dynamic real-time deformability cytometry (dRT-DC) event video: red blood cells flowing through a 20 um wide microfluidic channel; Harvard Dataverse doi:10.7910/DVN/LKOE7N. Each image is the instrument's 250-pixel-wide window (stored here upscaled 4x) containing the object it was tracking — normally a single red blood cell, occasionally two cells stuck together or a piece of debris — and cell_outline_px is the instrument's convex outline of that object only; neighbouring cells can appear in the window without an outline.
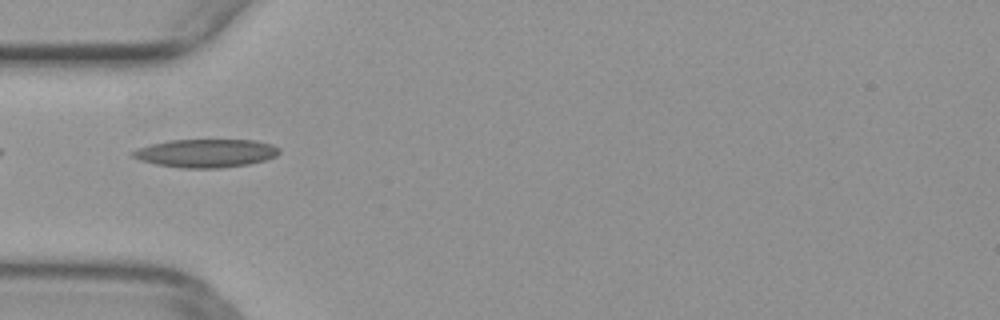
{"species": "common noctule bat (a hibernating species)", "species_latin": "Nyctalus noctula", "temperature_condition": "warm", "stored_images_in_passage": 36, "camera_frame_rate_fps": 3000, "um_per_image_px": 0.085, "animal": {"sex": "female", "body_mass_g": 29.2, "forearm_length_mm": 56.3}, "frame": {"image": 1, "passage_image": 2, "time_ms": 0.333, "image_size_px": [1000, 320], "cell_outline_px": [[280, 152], [276, 156], [264, 160], [248, 164], [220, 168], [180, 168], [156, 164], [140, 160], [132, 156], [128, 152], [136, 148], [168, 140], [256, 140], [272, 144], [280, 148]], "centroid_in_image_um": [17.48, 13.02], "position_along_channel_um": 67.5, "area_um2": 24.28}}
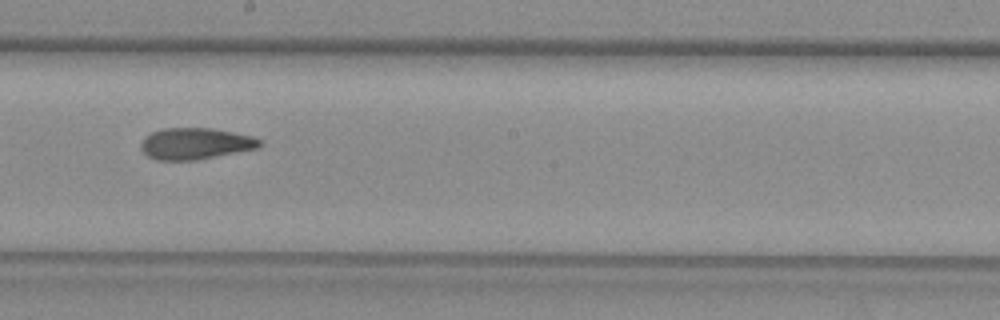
{"frame": {"image": 2, "passage_image": 14, "time_ms": 4.333, "image_size_px": [1000, 320], "cell_outline_px": [[260, 144], [256, 148], [196, 160], [156, 160], [148, 156], [140, 148], [140, 144], [152, 132], [164, 128], [212, 128], [252, 136], [260, 140]], "centroid_in_image_um": [16.57, 12.21], "position_along_channel_um": 231.6, "area_um2": 21.39}}
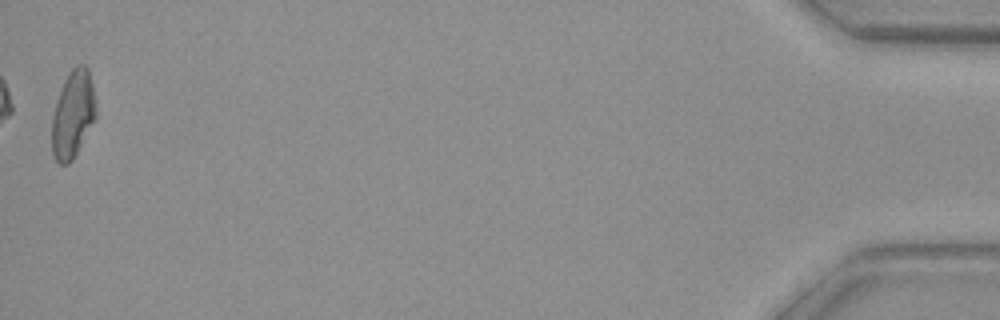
{"frame": {"image": 3, "passage_image": 36, "time_ms": 11.667, "image_size_px": [1000, 320], "cell_outline_px": [[96, 120], [72, 160], [68, 164], [60, 164], [56, 160], [52, 152], [52, 116], [56, 100], [60, 88], [64, 80], [72, 68], [76, 64], [84, 64], [88, 68], [92, 84], [96, 104]], "centroid_in_image_um": [6.2, 9.7], "position_along_channel_um": 429.0, "area_um2": 22.66}}